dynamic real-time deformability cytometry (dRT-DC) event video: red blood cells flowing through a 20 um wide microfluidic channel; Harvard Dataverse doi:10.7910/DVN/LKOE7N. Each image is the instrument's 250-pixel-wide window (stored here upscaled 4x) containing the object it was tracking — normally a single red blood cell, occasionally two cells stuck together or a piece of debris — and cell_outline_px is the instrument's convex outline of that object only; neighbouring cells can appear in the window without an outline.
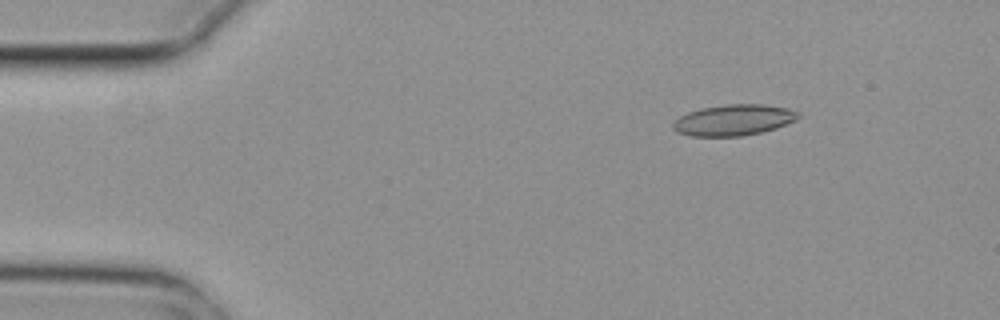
{"species": "common noctule bat (a hibernating species)", "species_latin": "Nyctalus noctula", "temperature_condition": "cold", "stored_images_in_passage": 6, "camera_frame_rate_fps": 3000, "um_per_image_px": 0.085, "animal": {"sex": "female", "body_mass_g": 29.2, "forearm_length_mm": 56.3}, "frame": {"image": 1, "passage_image": 3, "time_ms": 0.667, "image_size_px": [1000, 320], "cell_outline_px": [[800, 116], [796, 120], [776, 128], [760, 132], [740, 136], [688, 136], [676, 132], [672, 128], [672, 124], [680, 116], [688, 112], [700, 108], [724, 104], [764, 104], [788, 108], [796, 112]], "centroid_in_image_um": [62.32, 10.2], "position_along_channel_um": 22.7, "area_um2": 22.66}}